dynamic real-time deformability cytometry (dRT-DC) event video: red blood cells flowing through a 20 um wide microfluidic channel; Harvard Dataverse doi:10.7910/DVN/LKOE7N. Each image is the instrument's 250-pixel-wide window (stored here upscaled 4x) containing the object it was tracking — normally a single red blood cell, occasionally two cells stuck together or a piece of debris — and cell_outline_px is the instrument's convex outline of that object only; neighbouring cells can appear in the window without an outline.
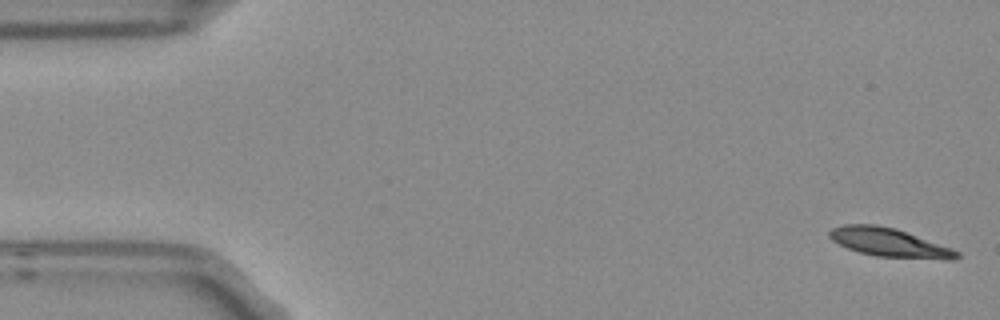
{"species": "Egyptian fruit bat (a non-hibernating species)", "species_latin": "Rousettus aegyptiacus", "temperature_condition": "room temperature", "stored_images_in_passage": 6, "camera_frame_rate_fps": 3000, "um_per_image_px": 0.085, "frame": {"image": 1, "passage_image": 1, "time_ms": 0.0, "image_size_px": [1000, 320], "cell_outline_px": [[960, 256], [956, 260], [944, 260], [876, 256], [860, 252], [848, 248], [832, 240], [828, 236], [828, 232], [832, 228], [844, 224], [876, 224], [896, 228], [952, 248], [960, 252]], "centroid_in_image_um": [75.63, 20.62], "position_along_channel_um": 9.4, "area_um2": 21.44}}
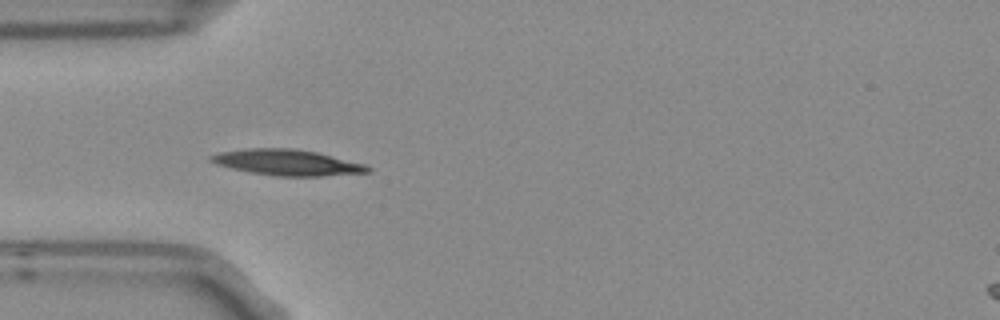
{"frame": {"image": 2, "passage_image": 5, "time_ms": 1.333, "image_size_px": [1000, 320], "cell_outline_px": [[372, 172], [320, 176], [276, 176], [252, 172], [232, 168], [216, 164], [208, 160], [208, 156], [220, 152], [248, 148], [296, 148], [316, 152], [364, 164], [372, 168]], "centroid_in_image_um": [24.4, 13.8], "position_along_channel_um": 60.6, "area_um2": 23.52}}
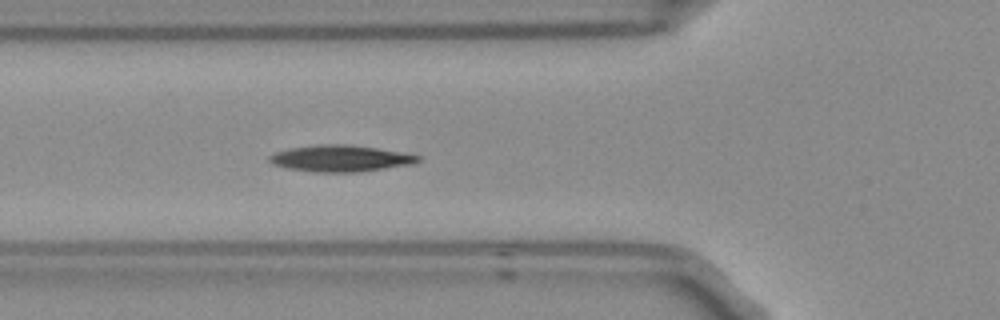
{"frame": {"image": 3, "passage_image": 6, "time_ms": 1.667, "image_size_px": [1000, 320], "cell_outline_px": [[420, 160], [412, 164], [356, 172], [316, 172], [288, 168], [272, 164], [268, 160], [268, 156], [276, 152], [292, 148], [316, 144], [352, 144], [400, 152], [420, 156]], "centroid_in_image_um": [28.91, 13.46], "position_along_channel_um": 96.9, "area_um2": 22.72}}